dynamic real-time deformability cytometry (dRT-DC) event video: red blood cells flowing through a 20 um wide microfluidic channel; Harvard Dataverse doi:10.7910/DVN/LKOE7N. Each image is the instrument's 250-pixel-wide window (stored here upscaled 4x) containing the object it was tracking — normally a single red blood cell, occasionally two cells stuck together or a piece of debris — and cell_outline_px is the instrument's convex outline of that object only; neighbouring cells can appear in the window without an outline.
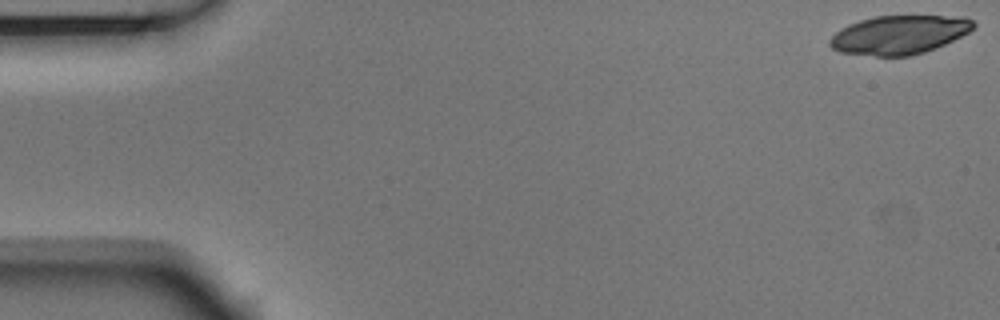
{"species": "Egyptian fruit bat (a non-hibernating species)", "species_latin": "Rousettus aegyptiacus", "temperature_condition": "room temperature", "stored_images_in_passage": 4, "camera_frame_rate_fps": 3000, "um_per_image_px": 0.085, "animal": {"sex": "male"}, "frame": {"image": 1, "passage_image": 1, "time_ms": 0.0, "image_size_px": [1000, 320], "cell_outline_px": [[976, 24], [968, 32], [944, 44], [924, 52], [908, 56], [876, 56], [840, 52], [832, 48], [828, 44], [828, 40], [840, 28], [848, 24], [872, 16], [964, 16], [972, 20]], "centroid_in_image_um": [76.39, 2.95], "position_along_channel_um": 8.6, "area_um2": 32.37}}
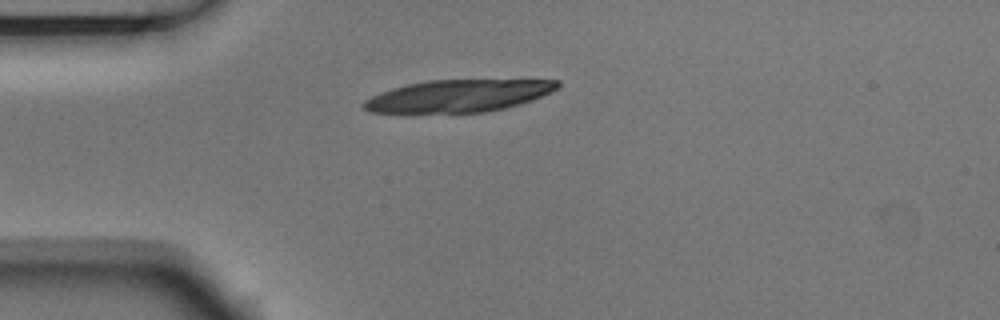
{"frame": {"image": 2, "passage_image": 4, "time_ms": 1.0, "image_size_px": [1000, 320], "cell_outline_px": [[560, 84], [552, 92], [520, 104], [504, 108], [484, 112], [368, 112], [360, 104], [364, 100], [380, 92], [392, 88], [408, 84], [428, 80], [560, 80]], "centroid_in_image_um": [38.95, 8.14], "position_along_channel_um": 46.1, "area_um2": 36.07}}